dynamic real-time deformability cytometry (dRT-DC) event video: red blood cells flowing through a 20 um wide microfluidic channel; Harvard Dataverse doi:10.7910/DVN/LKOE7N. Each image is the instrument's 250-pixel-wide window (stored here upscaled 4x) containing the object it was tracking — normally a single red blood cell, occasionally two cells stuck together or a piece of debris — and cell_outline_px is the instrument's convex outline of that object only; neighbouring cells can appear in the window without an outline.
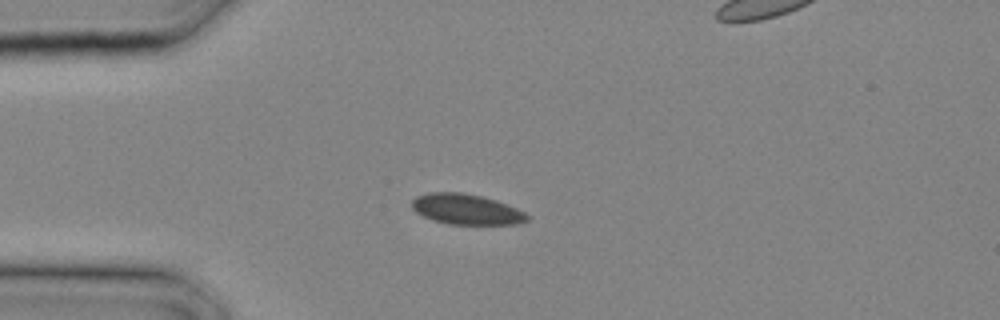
{"species": "common noctule bat (a hibernating species)", "species_latin": "Nyctalus noctula", "temperature_condition": "cold", "stored_images_in_passage": 5, "camera_frame_rate_fps": 3000, "um_per_image_px": 0.085, "animal": {"sex": "male", "body_mass_g": 20.4}, "frame": {"image": 1, "passage_image": 1, "time_ms": 0.0, "image_size_px": [1000, 320], "cell_outline_px": [[532, 216], [528, 220], [516, 224], [448, 224], [432, 220], [416, 212], [412, 208], [412, 200], [416, 196], [428, 192], [460, 192], [480, 196], [496, 200], [516, 208]], "centroid_in_image_um": [39.63, 17.79], "position_along_channel_um": 45.4, "area_um2": 20.46}}
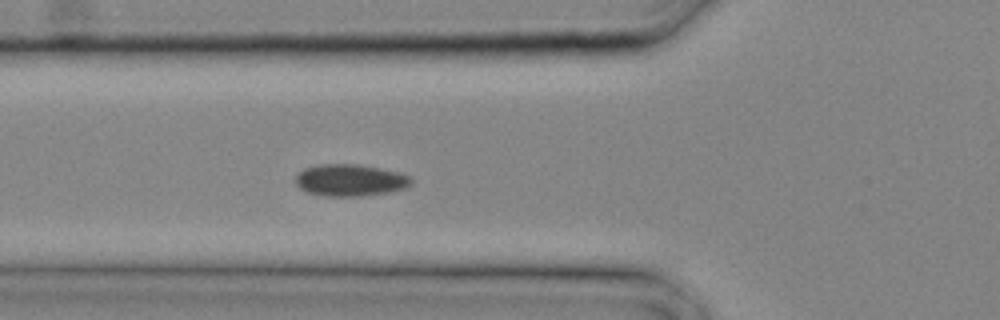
{"frame": {"image": 2, "passage_image": 4, "time_ms": 1.0, "image_size_px": [1000, 320], "cell_outline_px": [[412, 184], [404, 188], [392, 192], [360, 196], [324, 196], [304, 192], [296, 184], [296, 176], [304, 168], [320, 164], [356, 164], [380, 168], [400, 172], [408, 176], [412, 180]], "centroid_in_image_um": [29.76, 15.32], "position_along_channel_um": 96.0, "area_um2": 21.62}}